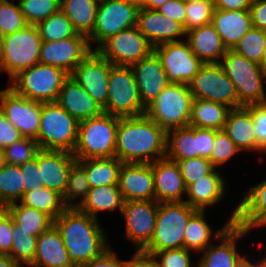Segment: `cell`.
<instances>
[{"label": "cell", "instance_id": "6da1fadb", "mask_svg": "<svg viewBox=\"0 0 266 267\" xmlns=\"http://www.w3.org/2000/svg\"><path fill=\"white\" fill-rule=\"evenodd\" d=\"M167 133L146 114L120 117L115 157L123 163H153L166 157Z\"/></svg>", "mask_w": 266, "mask_h": 267}, {"label": "cell", "instance_id": "7a4b0ae2", "mask_svg": "<svg viewBox=\"0 0 266 267\" xmlns=\"http://www.w3.org/2000/svg\"><path fill=\"white\" fill-rule=\"evenodd\" d=\"M53 224L59 230L69 260L75 267L90 262L110 247L99 219L77 208H66Z\"/></svg>", "mask_w": 266, "mask_h": 267}, {"label": "cell", "instance_id": "3957f363", "mask_svg": "<svg viewBox=\"0 0 266 267\" xmlns=\"http://www.w3.org/2000/svg\"><path fill=\"white\" fill-rule=\"evenodd\" d=\"M120 117L102 113L78 125V138L72 154L76 160L115 157Z\"/></svg>", "mask_w": 266, "mask_h": 267}, {"label": "cell", "instance_id": "277c9868", "mask_svg": "<svg viewBox=\"0 0 266 267\" xmlns=\"http://www.w3.org/2000/svg\"><path fill=\"white\" fill-rule=\"evenodd\" d=\"M197 210L184 202L159 203L154 234L141 252L152 255L167 249L184 248V232Z\"/></svg>", "mask_w": 266, "mask_h": 267}, {"label": "cell", "instance_id": "5b68a950", "mask_svg": "<svg viewBox=\"0 0 266 267\" xmlns=\"http://www.w3.org/2000/svg\"><path fill=\"white\" fill-rule=\"evenodd\" d=\"M193 99L188 84L170 82L146 107L145 114L167 133L189 126Z\"/></svg>", "mask_w": 266, "mask_h": 267}, {"label": "cell", "instance_id": "8992f818", "mask_svg": "<svg viewBox=\"0 0 266 267\" xmlns=\"http://www.w3.org/2000/svg\"><path fill=\"white\" fill-rule=\"evenodd\" d=\"M233 82L240 105L266 102L263 82L266 71L260 64L250 61L233 50H227L219 63Z\"/></svg>", "mask_w": 266, "mask_h": 267}, {"label": "cell", "instance_id": "52a82bcc", "mask_svg": "<svg viewBox=\"0 0 266 267\" xmlns=\"http://www.w3.org/2000/svg\"><path fill=\"white\" fill-rule=\"evenodd\" d=\"M68 76L59 67L37 63L15 75L9 81L8 87L33 101L56 102L61 86Z\"/></svg>", "mask_w": 266, "mask_h": 267}, {"label": "cell", "instance_id": "ba28073f", "mask_svg": "<svg viewBox=\"0 0 266 267\" xmlns=\"http://www.w3.org/2000/svg\"><path fill=\"white\" fill-rule=\"evenodd\" d=\"M79 122L56 102L42 104L39 134L40 149L73 152L78 138Z\"/></svg>", "mask_w": 266, "mask_h": 267}, {"label": "cell", "instance_id": "9c48e42d", "mask_svg": "<svg viewBox=\"0 0 266 267\" xmlns=\"http://www.w3.org/2000/svg\"><path fill=\"white\" fill-rule=\"evenodd\" d=\"M108 100L104 113L131 117L145 114L133 70L130 66L111 67L108 76Z\"/></svg>", "mask_w": 266, "mask_h": 267}, {"label": "cell", "instance_id": "30bf717a", "mask_svg": "<svg viewBox=\"0 0 266 267\" xmlns=\"http://www.w3.org/2000/svg\"><path fill=\"white\" fill-rule=\"evenodd\" d=\"M41 44L36 25L4 36L1 73L7 72L10 81L19 72L39 63Z\"/></svg>", "mask_w": 266, "mask_h": 267}, {"label": "cell", "instance_id": "8fae6325", "mask_svg": "<svg viewBox=\"0 0 266 267\" xmlns=\"http://www.w3.org/2000/svg\"><path fill=\"white\" fill-rule=\"evenodd\" d=\"M138 9L123 0H100L94 29L88 36L91 49L96 50L109 37L137 26ZM92 44L95 47L92 48Z\"/></svg>", "mask_w": 266, "mask_h": 267}, {"label": "cell", "instance_id": "7c38bea8", "mask_svg": "<svg viewBox=\"0 0 266 267\" xmlns=\"http://www.w3.org/2000/svg\"><path fill=\"white\" fill-rule=\"evenodd\" d=\"M188 86L194 99L221 103L230 109L242 107L233 82L219 63L203 64Z\"/></svg>", "mask_w": 266, "mask_h": 267}, {"label": "cell", "instance_id": "4fadbf2b", "mask_svg": "<svg viewBox=\"0 0 266 267\" xmlns=\"http://www.w3.org/2000/svg\"><path fill=\"white\" fill-rule=\"evenodd\" d=\"M96 51L113 65L131 66L148 57L154 47L134 26L109 37Z\"/></svg>", "mask_w": 266, "mask_h": 267}, {"label": "cell", "instance_id": "5bb4252c", "mask_svg": "<svg viewBox=\"0 0 266 267\" xmlns=\"http://www.w3.org/2000/svg\"><path fill=\"white\" fill-rule=\"evenodd\" d=\"M43 102L33 101L15 93L10 87L0 95V111L23 137L37 139Z\"/></svg>", "mask_w": 266, "mask_h": 267}, {"label": "cell", "instance_id": "9a60e30c", "mask_svg": "<svg viewBox=\"0 0 266 267\" xmlns=\"http://www.w3.org/2000/svg\"><path fill=\"white\" fill-rule=\"evenodd\" d=\"M156 200L124 201L121 215L125 221V236L141 251L151 240L157 218Z\"/></svg>", "mask_w": 266, "mask_h": 267}, {"label": "cell", "instance_id": "2e32d148", "mask_svg": "<svg viewBox=\"0 0 266 267\" xmlns=\"http://www.w3.org/2000/svg\"><path fill=\"white\" fill-rule=\"evenodd\" d=\"M154 52L161 59L169 82L189 84L203 65L186 40L157 45Z\"/></svg>", "mask_w": 266, "mask_h": 267}, {"label": "cell", "instance_id": "e0dca14e", "mask_svg": "<svg viewBox=\"0 0 266 267\" xmlns=\"http://www.w3.org/2000/svg\"><path fill=\"white\" fill-rule=\"evenodd\" d=\"M111 64L96 50L90 52L70 76L104 109L108 100V76Z\"/></svg>", "mask_w": 266, "mask_h": 267}, {"label": "cell", "instance_id": "ac0fdd59", "mask_svg": "<svg viewBox=\"0 0 266 267\" xmlns=\"http://www.w3.org/2000/svg\"><path fill=\"white\" fill-rule=\"evenodd\" d=\"M92 51L88 37L80 33L60 41H42L39 63L59 67L70 75Z\"/></svg>", "mask_w": 266, "mask_h": 267}, {"label": "cell", "instance_id": "d6986e66", "mask_svg": "<svg viewBox=\"0 0 266 267\" xmlns=\"http://www.w3.org/2000/svg\"><path fill=\"white\" fill-rule=\"evenodd\" d=\"M137 27L153 47L163 43L182 41L186 38V31L182 24L167 18L157 10L139 8Z\"/></svg>", "mask_w": 266, "mask_h": 267}, {"label": "cell", "instance_id": "ffe728a7", "mask_svg": "<svg viewBox=\"0 0 266 267\" xmlns=\"http://www.w3.org/2000/svg\"><path fill=\"white\" fill-rule=\"evenodd\" d=\"M35 157L38 160L39 181L44 187L63 196L68 172L76 162L74 155L68 151L40 149Z\"/></svg>", "mask_w": 266, "mask_h": 267}, {"label": "cell", "instance_id": "44dd1931", "mask_svg": "<svg viewBox=\"0 0 266 267\" xmlns=\"http://www.w3.org/2000/svg\"><path fill=\"white\" fill-rule=\"evenodd\" d=\"M118 187L124 201L155 200L152 163H123Z\"/></svg>", "mask_w": 266, "mask_h": 267}, {"label": "cell", "instance_id": "7402d4cb", "mask_svg": "<svg viewBox=\"0 0 266 267\" xmlns=\"http://www.w3.org/2000/svg\"><path fill=\"white\" fill-rule=\"evenodd\" d=\"M130 67L134 73L141 102L146 108L170 82L167 79L161 59L154 51Z\"/></svg>", "mask_w": 266, "mask_h": 267}, {"label": "cell", "instance_id": "603a6c76", "mask_svg": "<svg viewBox=\"0 0 266 267\" xmlns=\"http://www.w3.org/2000/svg\"><path fill=\"white\" fill-rule=\"evenodd\" d=\"M251 231L230 225L225 232L218 237V243L210 244L199 259L196 267H233L236 261L243 255L238 251V241L245 238Z\"/></svg>", "mask_w": 266, "mask_h": 267}, {"label": "cell", "instance_id": "cb8c5ba5", "mask_svg": "<svg viewBox=\"0 0 266 267\" xmlns=\"http://www.w3.org/2000/svg\"><path fill=\"white\" fill-rule=\"evenodd\" d=\"M155 200L159 203L184 202L186 186L179 165L166 157L152 163Z\"/></svg>", "mask_w": 266, "mask_h": 267}, {"label": "cell", "instance_id": "d4e9b609", "mask_svg": "<svg viewBox=\"0 0 266 267\" xmlns=\"http://www.w3.org/2000/svg\"><path fill=\"white\" fill-rule=\"evenodd\" d=\"M56 103L78 122L103 113V109L70 75L64 80Z\"/></svg>", "mask_w": 266, "mask_h": 267}, {"label": "cell", "instance_id": "484cf974", "mask_svg": "<svg viewBox=\"0 0 266 267\" xmlns=\"http://www.w3.org/2000/svg\"><path fill=\"white\" fill-rule=\"evenodd\" d=\"M227 181L221 170L213 169L208 175L198 179L186 188V199L184 200L192 208L199 211H206L224 198L226 194ZM208 207V208H207Z\"/></svg>", "mask_w": 266, "mask_h": 267}, {"label": "cell", "instance_id": "4316f807", "mask_svg": "<svg viewBox=\"0 0 266 267\" xmlns=\"http://www.w3.org/2000/svg\"><path fill=\"white\" fill-rule=\"evenodd\" d=\"M237 205L235 225L245 230L266 227V179L251 186Z\"/></svg>", "mask_w": 266, "mask_h": 267}, {"label": "cell", "instance_id": "83f0119b", "mask_svg": "<svg viewBox=\"0 0 266 267\" xmlns=\"http://www.w3.org/2000/svg\"><path fill=\"white\" fill-rule=\"evenodd\" d=\"M237 208L233 210L228 220L221 229H212V226L206 221V211L197 210L189 219L184 232V248L195 252L200 256L210 244L211 240L217 241L218 237L225 230L235 223ZM213 238V239H212Z\"/></svg>", "mask_w": 266, "mask_h": 267}, {"label": "cell", "instance_id": "f1b7e54d", "mask_svg": "<svg viewBox=\"0 0 266 267\" xmlns=\"http://www.w3.org/2000/svg\"><path fill=\"white\" fill-rule=\"evenodd\" d=\"M29 267H75L54 224L37 237L36 253Z\"/></svg>", "mask_w": 266, "mask_h": 267}, {"label": "cell", "instance_id": "f546056e", "mask_svg": "<svg viewBox=\"0 0 266 267\" xmlns=\"http://www.w3.org/2000/svg\"><path fill=\"white\" fill-rule=\"evenodd\" d=\"M185 40L203 64L220 63L227 51L211 23L190 29L186 32Z\"/></svg>", "mask_w": 266, "mask_h": 267}, {"label": "cell", "instance_id": "4dcf8cb0", "mask_svg": "<svg viewBox=\"0 0 266 267\" xmlns=\"http://www.w3.org/2000/svg\"><path fill=\"white\" fill-rule=\"evenodd\" d=\"M211 24L222 38L227 50H233L239 40L253 28L249 10L214 9Z\"/></svg>", "mask_w": 266, "mask_h": 267}, {"label": "cell", "instance_id": "1f68e13d", "mask_svg": "<svg viewBox=\"0 0 266 267\" xmlns=\"http://www.w3.org/2000/svg\"><path fill=\"white\" fill-rule=\"evenodd\" d=\"M223 130L241 152H257L252 116L244 106L229 110Z\"/></svg>", "mask_w": 266, "mask_h": 267}, {"label": "cell", "instance_id": "d6a6232c", "mask_svg": "<svg viewBox=\"0 0 266 267\" xmlns=\"http://www.w3.org/2000/svg\"><path fill=\"white\" fill-rule=\"evenodd\" d=\"M124 204L123 196L118 184L102 185L91 188L83 202L76 208L93 218L98 219V212H115L121 213Z\"/></svg>", "mask_w": 266, "mask_h": 267}, {"label": "cell", "instance_id": "836d02e7", "mask_svg": "<svg viewBox=\"0 0 266 267\" xmlns=\"http://www.w3.org/2000/svg\"><path fill=\"white\" fill-rule=\"evenodd\" d=\"M100 0H60V10L75 30L89 36L93 29Z\"/></svg>", "mask_w": 266, "mask_h": 267}, {"label": "cell", "instance_id": "e575fe53", "mask_svg": "<svg viewBox=\"0 0 266 267\" xmlns=\"http://www.w3.org/2000/svg\"><path fill=\"white\" fill-rule=\"evenodd\" d=\"M230 108L224 104L193 99L189 126L223 130Z\"/></svg>", "mask_w": 266, "mask_h": 267}, {"label": "cell", "instance_id": "d590c367", "mask_svg": "<svg viewBox=\"0 0 266 267\" xmlns=\"http://www.w3.org/2000/svg\"><path fill=\"white\" fill-rule=\"evenodd\" d=\"M84 169L91 188L118 184L123 162L117 157L76 160Z\"/></svg>", "mask_w": 266, "mask_h": 267}, {"label": "cell", "instance_id": "8d00e7d4", "mask_svg": "<svg viewBox=\"0 0 266 267\" xmlns=\"http://www.w3.org/2000/svg\"><path fill=\"white\" fill-rule=\"evenodd\" d=\"M195 157H198L197 127L186 126L167 132V159L186 160Z\"/></svg>", "mask_w": 266, "mask_h": 267}, {"label": "cell", "instance_id": "74e56055", "mask_svg": "<svg viewBox=\"0 0 266 267\" xmlns=\"http://www.w3.org/2000/svg\"><path fill=\"white\" fill-rule=\"evenodd\" d=\"M6 211L20 230L33 236L38 237L53 224V220L44 212L24 206L20 202L9 204L6 206Z\"/></svg>", "mask_w": 266, "mask_h": 267}, {"label": "cell", "instance_id": "f35d334b", "mask_svg": "<svg viewBox=\"0 0 266 267\" xmlns=\"http://www.w3.org/2000/svg\"><path fill=\"white\" fill-rule=\"evenodd\" d=\"M19 202L24 206L44 212L53 221L67 208L62 195L44 186L34 191H25Z\"/></svg>", "mask_w": 266, "mask_h": 267}, {"label": "cell", "instance_id": "ab89813d", "mask_svg": "<svg viewBox=\"0 0 266 267\" xmlns=\"http://www.w3.org/2000/svg\"><path fill=\"white\" fill-rule=\"evenodd\" d=\"M25 192L19 165L6 164L0 169V206L19 202Z\"/></svg>", "mask_w": 266, "mask_h": 267}, {"label": "cell", "instance_id": "60d3db41", "mask_svg": "<svg viewBox=\"0 0 266 267\" xmlns=\"http://www.w3.org/2000/svg\"><path fill=\"white\" fill-rule=\"evenodd\" d=\"M90 189L85 169L76 161L68 172L65 193L62 196L64 204L67 208H76L86 198Z\"/></svg>", "mask_w": 266, "mask_h": 267}, {"label": "cell", "instance_id": "b9f144b4", "mask_svg": "<svg viewBox=\"0 0 266 267\" xmlns=\"http://www.w3.org/2000/svg\"><path fill=\"white\" fill-rule=\"evenodd\" d=\"M36 26L42 41H60L78 34L61 10L41 21Z\"/></svg>", "mask_w": 266, "mask_h": 267}, {"label": "cell", "instance_id": "7bdbcfd3", "mask_svg": "<svg viewBox=\"0 0 266 267\" xmlns=\"http://www.w3.org/2000/svg\"><path fill=\"white\" fill-rule=\"evenodd\" d=\"M37 236L20 230V227L13 221L12 248L10 256L21 267L29 266L36 253Z\"/></svg>", "mask_w": 266, "mask_h": 267}, {"label": "cell", "instance_id": "ee69618b", "mask_svg": "<svg viewBox=\"0 0 266 267\" xmlns=\"http://www.w3.org/2000/svg\"><path fill=\"white\" fill-rule=\"evenodd\" d=\"M265 45V31L253 27L239 40L233 51L262 66Z\"/></svg>", "mask_w": 266, "mask_h": 267}, {"label": "cell", "instance_id": "f6af8a7d", "mask_svg": "<svg viewBox=\"0 0 266 267\" xmlns=\"http://www.w3.org/2000/svg\"><path fill=\"white\" fill-rule=\"evenodd\" d=\"M19 5L29 25H37L60 11V0H22Z\"/></svg>", "mask_w": 266, "mask_h": 267}, {"label": "cell", "instance_id": "bcb514c9", "mask_svg": "<svg viewBox=\"0 0 266 267\" xmlns=\"http://www.w3.org/2000/svg\"><path fill=\"white\" fill-rule=\"evenodd\" d=\"M29 26L21 12L19 3L0 0V34L4 37Z\"/></svg>", "mask_w": 266, "mask_h": 267}, {"label": "cell", "instance_id": "7dc6e473", "mask_svg": "<svg viewBox=\"0 0 266 267\" xmlns=\"http://www.w3.org/2000/svg\"><path fill=\"white\" fill-rule=\"evenodd\" d=\"M39 150L35 139L23 137L4 148L6 163L20 166L35 158Z\"/></svg>", "mask_w": 266, "mask_h": 267}, {"label": "cell", "instance_id": "c3c4849f", "mask_svg": "<svg viewBox=\"0 0 266 267\" xmlns=\"http://www.w3.org/2000/svg\"><path fill=\"white\" fill-rule=\"evenodd\" d=\"M238 152H241L224 130H215V140L210 154V162L215 169L228 163Z\"/></svg>", "mask_w": 266, "mask_h": 267}, {"label": "cell", "instance_id": "681fc988", "mask_svg": "<svg viewBox=\"0 0 266 267\" xmlns=\"http://www.w3.org/2000/svg\"><path fill=\"white\" fill-rule=\"evenodd\" d=\"M171 161H174L179 165L186 188L201 177L208 175L214 169L210 160L204 157Z\"/></svg>", "mask_w": 266, "mask_h": 267}, {"label": "cell", "instance_id": "f907efd6", "mask_svg": "<svg viewBox=\"0 0 266 267\" xmlns=\"http://www.w3.org/2000/svg\"><path fill=\"white\" fill-rule=\"evenodd\" d=\"M185 31L211 23L214 1L186 3Z\"/></svg>", "mask_w": 266, "mask_h": 267}, {"label": "cell", "instance_id": "816d5d0a", "mask_svg": "<svg viewBox=\"0 0 266 267\" xmlns=\"http://www.w3.org/2000/svg\"><path fill=\"white\" fill-rule=\"evenodd\" d=\"M191 252L185 248L167 249L154 252L152 256L159 267H196L197 263L191 260Z\"/></svg>", "mask_w": 266, "mask_h": 267}, {"label": "cell", "instance_id": "f5cc1de1", "mask_svg": "<svg viewBox=\"0 0 266 267\" xmlns=\"http://www.w3.org/2000/svg\"><path fill=\"white\" fill-rule=\"evenodd\" d=\"M251 114L257 140V153L266 154V102L244 106Z\"/></svg>", "mask_w": 266, "mask_h": 267}, {"label": "cell", "instance_id": "db71d44e", "mask_svg": "<svg viewBox=\"0 0 266 267\" xmlns=\"http://www.w3.org/2000/svg\"><path fill=\"white\" fill-rule=\"evenodd\" d=\"M20 169L23 176L25 191H34L43 187L42 183L39 181L40 175L36 157L20 165Z\"/></svg>", "mask_w": 266, "mask_h": 267}, {"label": "cell", "instance_id": "11a10c76", "mask_svg": "<svg viewBox=\"0 0 266 267\" xmlns=\"http://www.w3.org/2000/svg\"><path fill=\"white\" fill-rule=\"evenodd\" d=\"M186 3L181 0H169L156 10L170 18L171 20L177 21L183 25L185 29V15H186Z\"/></svg>", "mask_w": 266, "mask_h": 267}, {"label": "cell", "instance_id": "9f6ffc18", "mask_svg": "<svg viewBox=\"0 0 266 267\" xmlns=\"http://www.w3.org/2000/svg\"><path fill=\"white\" fill-rule=\"evenodd\" d=\"M13 219L6 212L0 218V254L10 255L12 248Z\"/></svg>", "mask_w": 266, "mask_h": 267}, {"label": "cell", "instance_id": "6f0895ef", "mask_svg": "<svg viewBox=\"0 0 266 267\" xmlns=\"http://www.w3.org/2000/svg\"><path fill=\"white\" fill-rule=\"evenodd\" d=\"M118 257L110 246L100 256L95 257L81 267H127V260H120Z\"/></svg>", "mask_w": 266, "mask_h": 267}, {"label": "cell", "instance_id": "680465c9", "mask_svg": "<svg viewBox=\"0 0 266 267\" xmlns=\"http://www.w3.org/2000/svg\"><path fill=\"white\" fill-rule=\"evenodd\" d=\"M23 138L18 129L0 111V148H5Z\"/></svg>", "mask_w": 266, "mask_h": 267}, {"label": "cell", "instance_id": "91938a15", "mask_svg": "<svg viewBox=\"0 0 266 267\" xmlns=\"http://www.w3.org/2000/svg\"><path fill=\"white\" fill-rule=\"evenodd\" d=\"M215 140V130L197 127L198 157L209 159Z\"/></svg>", "mask_w": 266, "mask_h": 267}, {"label": "cell", "instance_id": "94428289", "mask_svg": "<svg viewBox=\"0 0 266 267\" xmlns=\"http://www.w3.org/2000/svg\"><path fill=\"white\" fill-rule=\"evenodd\" d=\"M249 12L253 27L266 31V0H252Z\"/></svg>", "mask_w": 266, "mask_h": 267}, {"label": "cell", "instance_id": "6125c7cd", "mask_svg": "<svg viewBox=\"0 0 266 267\" xmlns=\"http://www.w3.org/2000/svg\"><path fill=\"white\" fill-rule=\"evenodd\" d=\"M252 0H214V9L224 11L249 10Z\"/></svg>", "mask_w": 266, "mask_h": 267}, {"label": "cell", "instance_id": "be15d7a7", "mask_svg": "<svg viewBox=\"0 0 266 267\" xmlns=\"http://www.w3.org/2000/svg\"><path fill=\"white\" fill-rule=\"evenodd\" d=\"M127 267H159L152 255L141 251H135L130 260H127Z\"/></svg>", "mask_w": 266, "mask_h": 267}, {"label": "cell", "instance_id": "e7e4bbea", "mask_svg": "<svg viewBox=\"0 0 266 267\" xmlns=\"http://www.w3.org/2000/svg\"><path fill=\"white\" fill-rule=\"evenodd\" d=\"M259 261V262H258ZM256 263H253L252 260H249L247 254L242 255L234 264L233 267H260L262 261V258H260V260L257 259V261H255Z\"/></svg>", "mask_w": 266, "mask_h": 267}, {"label": "cell", "instance_id": "03108f58", "mask_svg": "<svg viewBox=\"0 0 266 267\" xmlns=\"http://www.w3.org/2000/svg\"><path fill=\"white\" fill-rule=\"evenodd\" d=\"M0 267H21L10 255L0 254Z\"/></svg>", "mask_w": 266, "mask_h": 267}, {"label": "cell", "instance_id": "003e7915", "mask_svg": "<svg viewBox=\"0 0 266 267\" xmlns=\"http://www.w3.org/2000/svg\"><path fill=\"white\" fill-rule=\"evenodd\" d=\"M167 1L169 0H147L146 5L143 8L156 10L158 7L162 6Z\"/></svg>", "mask_w": 266, "mask_h": 267}, {"label": "cell", "instance_id": "a7ac6f4b", "mask_svg": "<svg viewBox=\"0 0 266 267\" xmlns=\"http://www.w3.org/2000/svg\"><path fill=\"white\" fill-rule=\"evenodd\" d=\"M123 1L134 4L138 8H143L146 5L147 0H123Z\"/></svg>", "mask_w": 266, "mask_h": 267}, {"label": "cell", "instance_id": "89a4df30", "mask_svg": "<svg viewBox=\"0 0 266 267\" xmlns=\"http://www.w3.org/2000/svg\"><path fill=\"white\" fill-rule=\"evenodd\" d=\"M5 152L3 148H0V169L6 165Z\"/></svg>", "mask_w": 266, "mask_h": 267}, {"label": "cell", "instance_id": "2644e50d", "mask_svg": "<svg viewBox=\"0 0 266 267\" xmlns=\"http://www.w3.org/2000/svg\"><path fill=\"white\" fill-rule=\"evenodd\" d=\"M4 37L0 34V73H1V59L3 54Z\"/></svg>", "mask_w": 266, "mask_h": 267}, {"label": "cell", "instance_id": "8c879c8a", "mask_svg": "<svg viewBox=\"0 0 266 267\" xmlns=\"http://www.w3.org/2000/svg\"><path fill=\"white\" fill-rule=\"evenodd\" d=\"M265 42H266V31H265ZM262 67L266 71V45L262 55Z\"/></svg>", "mask_w": 266, "mask_h": 267}, {"label": "cell", "instance_id": "753ad0ef", "mask_svg": "<svg viewBox=\"0 0 266 267\" xmlns=\"http://www.w3.org/2000/svg\"><path fill=\"white\" fill-rule=\"evenodd\" d=\"M184 3L200 2V1H214V0H181Z\"/></svg>", "mask_w": 266, "mask_h": 267}, {"label": "cell", "instance_id": "34e18365", "mask_svg": "<svg viewBox=\"0 0 266 267\" xmlns=\"http://www.w3.org/2000/svg\"><path fill=\"white\" fill-rule=\"evenodd\" d=\"M6 207L5 206H0V218L6 213Z\"/></svg>", "mask_w": 266, "mask_h": 267}, {"label": "cell", "instance_id": "11e5206c", "mask_svg": "<svg viewBox=\"0 0 266 267\" xmlns=\"http://www.w3.org/2000/svg\"><path fill=\"white\" fill-rule=\"evenodd\" d=\"M262 261L266 265V254L262 257Z\"/></svg>", "mask_w": 266, "mask_h": 267}, {"label": "cell", "instance_id": "2a66077c", "mask_svg": "<svg viewBox=\"0 0 266 267\" xmlns=\"http://www.w3.org/2000/svg\"><path fill=\"white\" fill-rule=\"evenodd\" d=\"M260 267H266V265L262 262Z\"/></svg>", "mask_w": 266, "mask_h": 267}]
</instances>
